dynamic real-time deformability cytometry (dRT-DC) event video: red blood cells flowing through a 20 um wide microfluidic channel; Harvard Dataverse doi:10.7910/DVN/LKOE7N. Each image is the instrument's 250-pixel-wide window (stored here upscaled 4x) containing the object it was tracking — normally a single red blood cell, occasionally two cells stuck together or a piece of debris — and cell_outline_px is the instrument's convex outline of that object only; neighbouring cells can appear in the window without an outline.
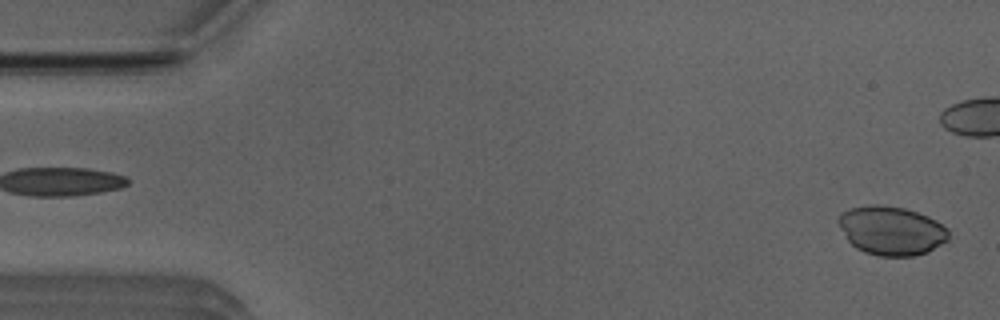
{"species": "Egyptian fruit bat (a non-hibernating species)", "species_latin": "Rousettus aegyptiacus", "temperature_condition": "room temperature", "stored_images_in_passage": 40, "camera_frame_rate_fps": 3000, "um_per_image_px": 0.085, "animal": {"sex": "male"}, "frame": {"image": 1, "passage_image": 1, "time_ms": 0.0, "image_size_px": [1000, 320], "cell_outline_px": [[948, 240], [928, 252], [912, 256], [880, 256], [864, 252], [856, 248], [848, 240], [840, 228], [836, 220], [836, 216], [840, 212], [852, 208], [868, 204], [880, 204], [904, 208], [928, 216], [936, 220], [948, 228]], "centroid_in_image_um": [75.74, 19.59], "position_along_channel_um": 9.3, "area_um2": 31.62}}
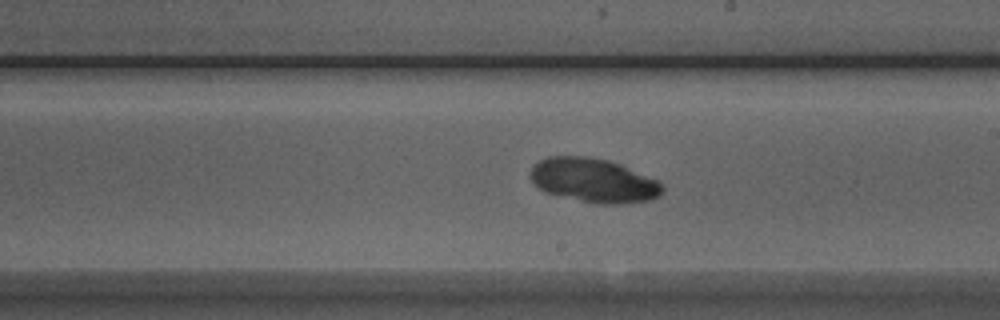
{"frame": {"image": 2, "passage_image": 28, "time_ms": 9.0, "image_size_px": [1000, 320], "cell_outline_px": [[664, 192], [660, 196], [652, 200], [620, 204], [592, 204], [544, 192], [528, 176], [532, 164], [548, 156], [588, 156], [608, 160], [620, 164], [660, 180], [664, 188]], "centroid_in_image_um": [50.48, 15.34], "position_along_channel_um": 238.5, "area_um2": 34.56}}
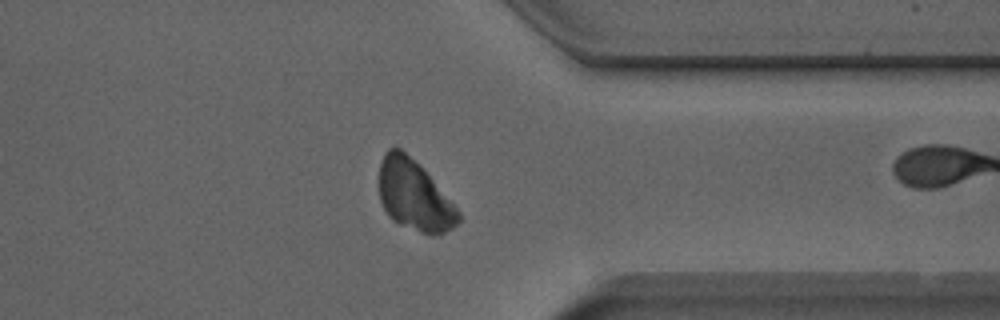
{"frame": {"image": 3, "passage_image": 39, "time_ms": 12.667, "image_size_px": [1000, 320], "cell_outline_px": [[460, 220], [452, 228], [444, 232], [432, 236], [420, 232], [400, 224], [392, 220], [388, 216], [380, 200], [380, 164], [384, 152], [388, 148], [400, 148], [420, 164], [460, 212]], "centroid_in_image_um": [35.2, 16.61], "position_along_channel_um": 376.2, "area_um2": 32.31}}